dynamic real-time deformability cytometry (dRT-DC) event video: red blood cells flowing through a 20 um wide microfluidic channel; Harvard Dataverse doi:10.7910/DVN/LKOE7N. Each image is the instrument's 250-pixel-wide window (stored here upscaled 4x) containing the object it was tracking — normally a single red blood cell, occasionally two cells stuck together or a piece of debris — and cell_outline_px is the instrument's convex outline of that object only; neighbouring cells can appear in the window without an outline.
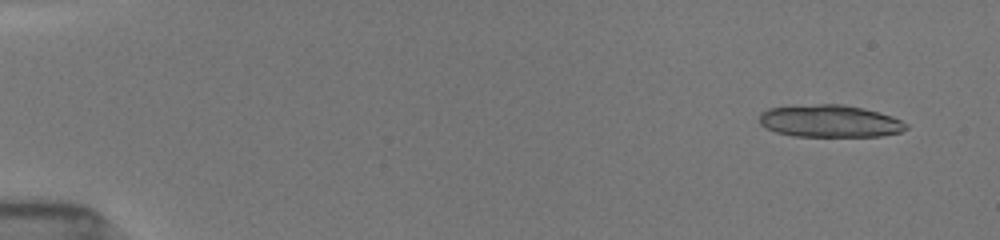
{"species": "common noctule bat (a hibernating species)", "species_latin": "Nyctalus noctula", "temperature_condition": "room temperature", "stored_images_in_passage": 38, "camera_frame_rate_fps": 3000, "um_per_image_px": 0.085, "animal": {"sex": "female", "body_mass_g": 19.5, "forearm_length_mm": 54.1}, "frame": {"image": 1, "passage_image": 4, "time_ms": 1.0, "image_size_px": [1000, 240], "cell_outline_px": [[908, 128], [900, 132], [880, 136], [792, 136], [776, 132], [760, 124], [760, 112], [768, 108], [816, 104], [844, 104], [864, 108], [892, 116], [908, 124]], "centroid_in_image_um": [70.54, 10.29], "position_along_channel_um": 14.5, "area_um2": 27.63}}
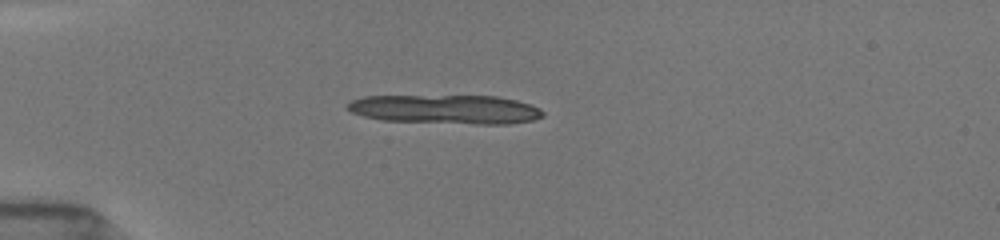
{"frame": {"image": 2, "passage_image": 15, "time_ms": 4.667, "image_size_px": [1000, 240], "cell_outline_px": [[544, 116], [532, 120], [508, 124], [476, 124], [384, 120], [364, 116], [352, 112], [344, 104], [352, 100], [364, 96], [496, 96], [516, 100], [540, 108], [544, 112]], "centroid_in_image_um": [37.89, 9.29], "position_along_channel_um": 47.1, "area_um2": 33.0}}
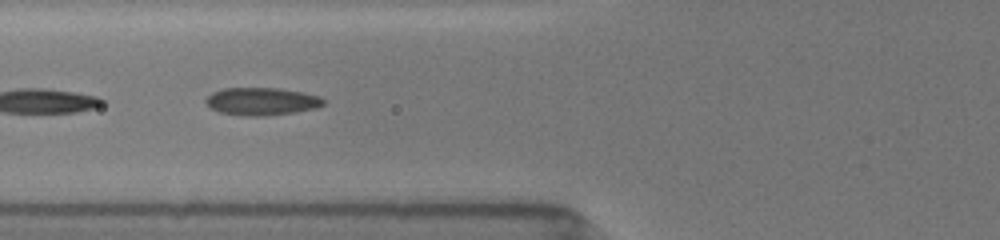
{"frame": {"image": 3, "passage_image": 22, "time_ms": 7.0, "image_size_px": [1000, 240], "cell_outline_px": [[324, 104], [316, 108], [296, 112], [264, 116], [244, 116], [220, 112], [208, 108], [204, 100], [212, 92], [224, 88], [280, 88], [304, 92], [320, 96], [324, 100]], "centroid_in_image_um": [22.23, 8.62], "position_along_channel_um": 103.6, "area_um2": 19.19}}